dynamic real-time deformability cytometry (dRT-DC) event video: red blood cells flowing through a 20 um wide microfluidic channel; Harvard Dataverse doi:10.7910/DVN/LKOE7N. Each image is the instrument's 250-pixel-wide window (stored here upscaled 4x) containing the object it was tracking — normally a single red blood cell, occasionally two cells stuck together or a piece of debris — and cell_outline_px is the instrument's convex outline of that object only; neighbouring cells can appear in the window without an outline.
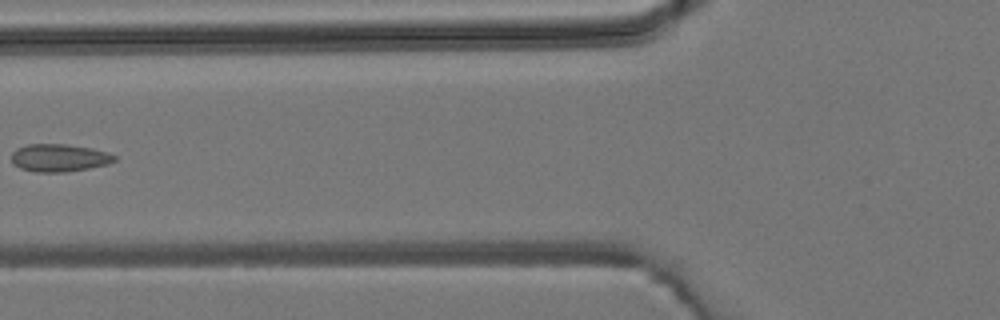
{"species": "common noctule bat (a hibernating species)", "species_latin": "Nyctalus noctula", "temperature_condition": "room temperature", "stored_images_in_passage": 5, "camera_frame_rate_fps": 3000, "um_per_image_px": 0.085, "animal": {"sex": "male", "body_mass_g": 19.2, "forearm_length_mm": 51.8}, "frame": {"image": 1, "passage_image": 5, "time_ms": 5.667, "image_size_px": [1000, 320], "cell_outline_px": [[116, 160], [108, 164], [88, 168], [64, 172], [36, 172], [20, 168], [12, 164], [12, 152], [16, 148], [28, 144], [64, 144], [92, 148], [108, 152], [116, 156]], "centroid_in_image_um": [5.02, 13.41], "position_along_channel_um": 120.8, "area_um2": 16.65}}